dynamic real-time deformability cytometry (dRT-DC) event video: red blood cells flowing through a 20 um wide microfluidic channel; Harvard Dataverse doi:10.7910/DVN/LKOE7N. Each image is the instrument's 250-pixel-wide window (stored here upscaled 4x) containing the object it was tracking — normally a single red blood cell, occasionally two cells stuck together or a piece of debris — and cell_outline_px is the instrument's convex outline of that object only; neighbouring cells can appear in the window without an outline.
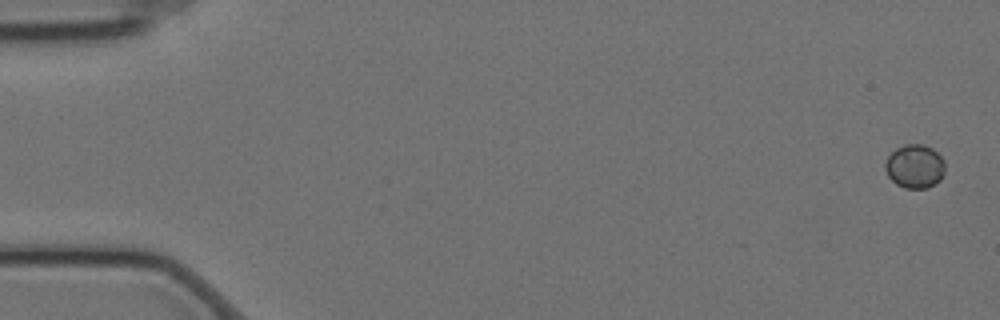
{"species": "Egyptian fruit bat (a non-hibernating species)", "species_latin": "Rousettus aegyptiacus", "temperature_condition": "cold", "stored_images_in_passage": 5, "camera_frame_rate_fps": 3000, "um_per_image_px": 0.085, "animal": {"sex": "female"}, "frame": {"image": 1, "passage_image": 1, "time_ms": 0.0, "image_size_px": [1000, 320], "cell_outline_px": [[944, 172], [940, 180], [936, 184], [924, 188], [904, 188], [896, 184], [888, 176], [884, 168], [884, 164], [888, 156], [896, 148], [904, 144], [920, 144], [932, 148], [944, 160]], "centroid_in_image_um": [77.74, 14.14], "position_along_channel_um": 7.3, "area_um2": 15.26}}
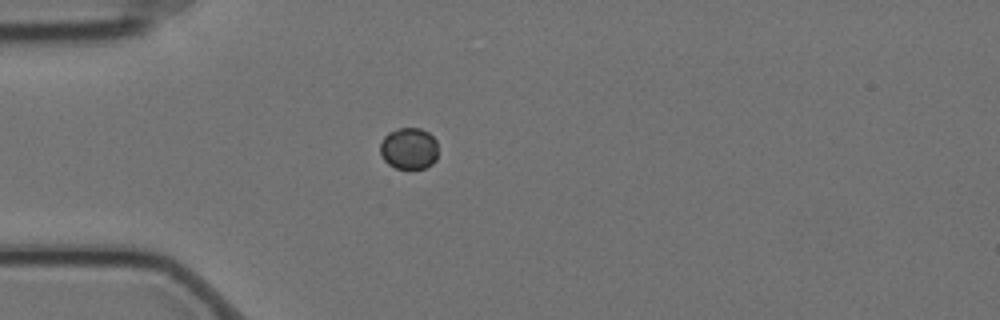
{"frame": {"image": 2, "passage_image": 5, "time_ms": 1.333, "image_size_px": [1000, 320], "cell_outline_px": [[436, 160], [432, 164], [424, 168], [396, 168], [388, 164], [384, 160], [380, 152], [380, 144], [384, 136], [388, 132], [396, 128], [420, 128], [428, 132], [436, 140]], "centroid_in_image_um": [34.74, 12.61], "position_along_channel_um": 50.3, "area_um2": 14.05}}